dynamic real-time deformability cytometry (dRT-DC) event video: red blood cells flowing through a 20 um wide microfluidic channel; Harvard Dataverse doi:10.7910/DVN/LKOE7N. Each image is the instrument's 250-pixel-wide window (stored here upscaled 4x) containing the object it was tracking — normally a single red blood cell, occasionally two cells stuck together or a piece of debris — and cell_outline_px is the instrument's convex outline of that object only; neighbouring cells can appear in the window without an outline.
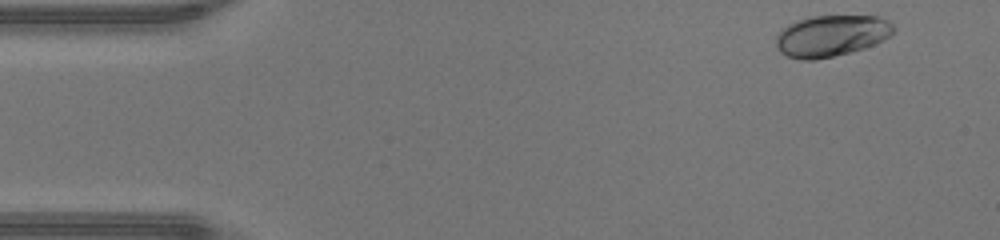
{"species": "human", "species_latin": "Homo sapiens", "temperature_condition": "warm", "stored_images_in_passage": 45, "camera_frame_rate_fps": 3000, "um_per_image_px": 0.085, "donor": {"sex": "male"}, "frame": {"image": 1, "passage_image": 2, "time_ms": 0.333, "image_size_px": [1000, 240], "cell_outline_px": [[896, 28], [888, 36], [864, 48], [816, 60], [800, 60], [788, 56], [780, 52], [776, 44], [776, 36], [788, 24], [796, 20], [812, 16], [876, 16], [888, 20]], "centroid_in_image_um": [70.63, 3.03], "position_along_channel_um": 14.4, "area_um2": 28.03}}
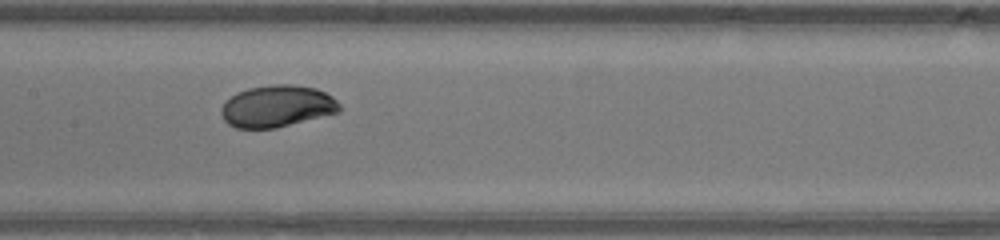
{"frame": {"image": 2, "passage_image": 21, "time_ms": 6.667, "image_size_px": [1000, 240], "cell_outline_px": [[340, 112], [276, 128], [236, 128], [228, 124], [224, 120], [220, 112], [220, 108], [224, 100], [236, 92], [248, 88], [272, 84], [296, 84], [316, 88], [332, 96], [340, 104]], "centroid_in_image_um": [23.52, 9.02], "position_along_channel_um": 183.9, "area_um2": 29.19}}
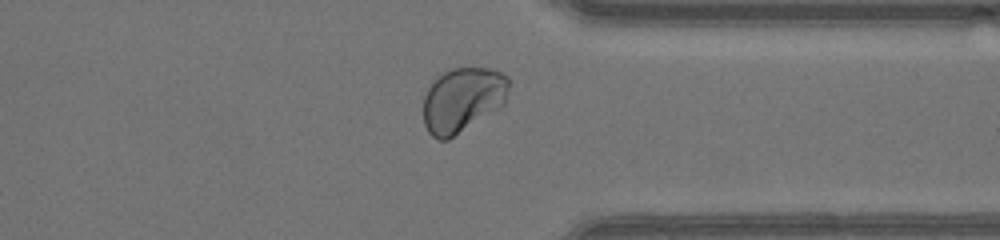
{"frame": {"image": 3, "passage_image": 34, "time_ms": 11.0, "image_size_px": [1000, 240], "cell_outline_px": [[508, 88], [504, 104], [500, 108], [448, 140], [440, 140], [432, 136], [428, 132], [424, 124], [424, 96], [428, 88], [444, 72], [452, 68], [488, 68], [500, 72], [508, 76]], "centroid_in_image_um": [39.33, 8.5], "position_along_channel_um": 372.1, "area_um2": 32.08}, "authors_computed_cell_mechanics": {"area_um2": 28.9578, "velocity_mm_per_s": 4.4353, "shape_relaxation_time_tau1_ms": 2.0833, "shape_relaxation_time_tau2_ms": null, "deformation_change_tau1": 0.1159, "deformation_change_tau2": null}}